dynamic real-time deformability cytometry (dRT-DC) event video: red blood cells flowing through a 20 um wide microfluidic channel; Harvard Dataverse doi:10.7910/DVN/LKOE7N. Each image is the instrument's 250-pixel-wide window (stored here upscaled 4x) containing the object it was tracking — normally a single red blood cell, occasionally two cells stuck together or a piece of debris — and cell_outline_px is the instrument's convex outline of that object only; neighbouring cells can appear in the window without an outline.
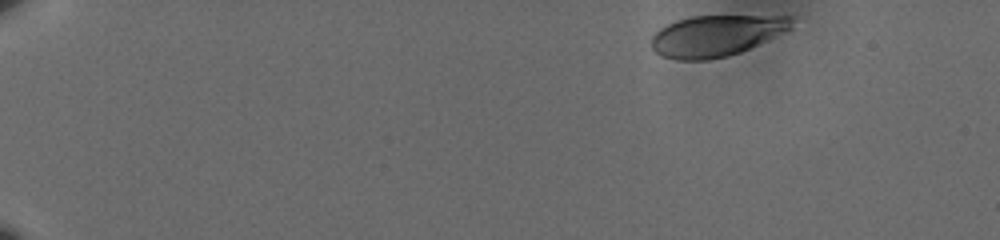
{"species": "human", "species_latin": "Homo sapiens", "temperature_condition": "cold", "stored_images_in_passage": 49, "camera_frame_rate_fps": 3000, "um_per_image_px": 0.085, "donor": {"sex": "male"}, "frame": {"image": 1, "passage_image": 1, "time_ms": 0.0, "image_size_px": [1000, 240], "cell_outline_px": [[792, 28], [740, 52], [728, 56], [708, 60], [676, 60], [660, 56], [652, 48], [652, 36], [660, 28], [676, 20], [692, 16], [792, 16]], "centroid_in_image_um": [60.84, 3.04], "position_along_channel_um": 24.2, "area_um2": 33.41}}
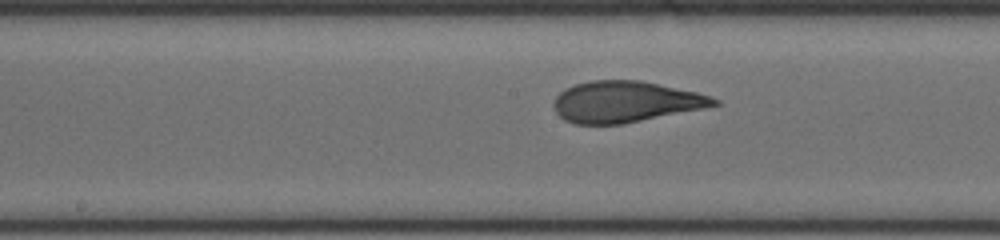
{"frame": {"image": 2, "passage_image": 27, "time_ms": 8.667, "image_size_px": [1000, 240], "cell_outline_px": [[720, 104], [704, 108], [624, 124], [576, 124], [564, 120], [556, 112], [552, 104], [556, 96], [560, 92], [576, 84], [592, 80], [640, 80], [696, 92], [720, 100]], "centroid_in_image_um": [53.15, 8.66], "position_along_channel_um": 195.1, "area_um2": 38.26}}
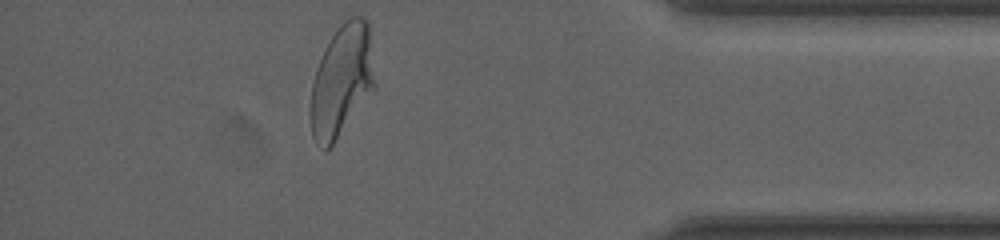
{"frame": {"image": 3, "passage_image": 47, "time_ms": 15.333, "image_size_px": [1000, 240], "cell_outline_px": [[376, 88], [332, 144], [324, 152], [312, 136], [308, 116], [308, 112], [312, 84], [316, 68], [332, 36], [344, 20], [352, 16], [364, 16], [368, 20], [376, 84]], "centroid_in_image_um": [29.04, 6.88], "position_along_channel_um": 406.2, "area_um2": 42.14}, "authors_computed_cell_mechanics": {"area_um2": 38.148, "velocity_mm_per_s": 3.5658, "shape_relaxation_time_tau1_ms": 4.9065, "shape_relaxation_time_tau2_ms": null, "deformation_change_tau1": 0.1885, "deformation_change_tau2": null}}